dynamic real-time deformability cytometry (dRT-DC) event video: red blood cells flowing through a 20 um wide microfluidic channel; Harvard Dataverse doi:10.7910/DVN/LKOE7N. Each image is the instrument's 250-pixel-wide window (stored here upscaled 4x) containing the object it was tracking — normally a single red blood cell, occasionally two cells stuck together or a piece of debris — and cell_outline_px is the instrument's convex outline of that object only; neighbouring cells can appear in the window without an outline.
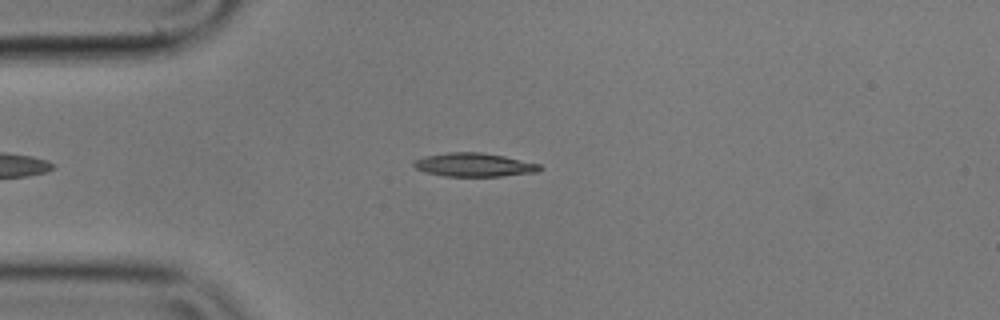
{"species": "common noctule bat (a hibernating species)", "species_latin": "Nyctalus noctula", "temperature_condition": "cold", "stored_images_in_passage": 41, "camera_frame_rate_fps": 3000, "um_per_image_px": 0.085, "animal": {"sex": "male", "body_mass_g": 17.9}, "frame": {"image": 1, "passage_image": 3, "time_ms": 0.667, "image_size_px": [1000, 320], "cell_outline_px": [[544, 168], [536, 172], [504, 176], [444, 176], [424, 172], [416, 168], [412, 164], [416, 160], [424, 156], [448, 152], [480, 152], [504, 156], [540, 164]], "centroid_in_image_um": [40.31, 14.01], "position_along_channel_um": 44.7, "area_um2": 17.34}}
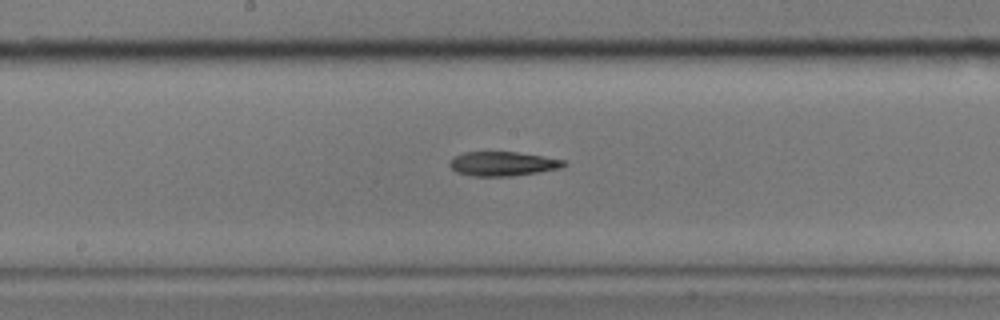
{"frame": {"image": 2, "passage_image": 18, "time_ms": 5.667, "image_size_px": [1000, 320], "cell_outline_px": [[568, 164], [560, 168], [540, 172], [512, 176], [472, 176], [456, 172], [448, 164], [452, 156], [464, 152], [516, 152], [544, 156], [564, 160]], "centroid_in_image_um": [42.72, 13.92], "position_along_channel_um": 205.5, "area_um2": 16.3}}
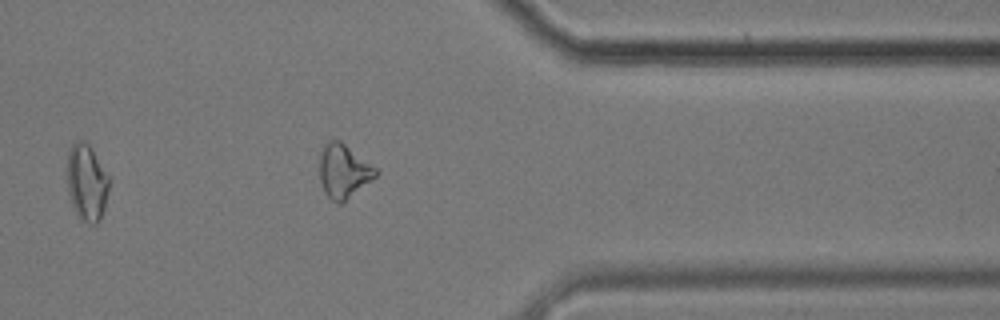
{"frame": {"image": 3, "passage_image": 34, "time_ms": 11.0, "image_size_px": [1000, 320], "cell_outline_px": [[380, 172], [376, 176], [344, 204], [340, 204], [332, 200], [324, 192], [320, 180], [320, 156], [324, 144], [328, 140], [340, 140], [376, 168]], "centroid_in_image_um": [29.21, 14.57], "position_along_channel_um": 382.2, "area_um2": 17.69}, "authors_computed_cell_mechanics": {"area_um2": 16.2996, "velocity_mm_per_s": 3.5294, "shape_relaxation_time_tau1_ms": null, "shape_relaxation_time_tau2_ms": 7.506, "deformation_change_tau1": null, "deformation_change_tau2": 0.2353}}